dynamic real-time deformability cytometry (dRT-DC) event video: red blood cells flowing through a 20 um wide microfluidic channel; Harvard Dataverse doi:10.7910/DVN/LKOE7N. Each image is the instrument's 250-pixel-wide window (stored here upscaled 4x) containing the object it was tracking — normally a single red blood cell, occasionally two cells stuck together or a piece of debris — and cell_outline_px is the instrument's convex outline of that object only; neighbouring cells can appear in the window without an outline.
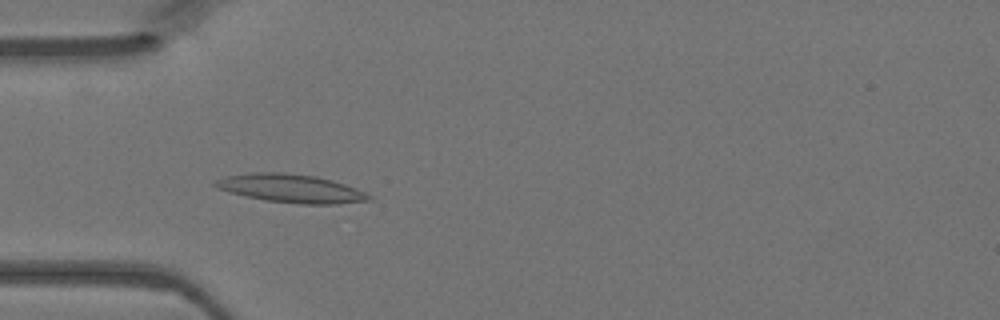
{"species": "Egyptian fruit bat (a non-hibernating species)", "species_latin": "Rousettus aegyptiacus", "temperature_condition": "warm", "stored_images_in_passage": 47, "camera_frame_rate_fps": 3000, "um_per_image_px": 0.085, "animal": {"sex": "female"}, "frame": {"image": 1, "passage_image": 14, "time_ms": 4.333, "image_size_px": [1000, 320], "cell_outline_px": [[372, 200], [336, 204], [300, 204], [264, 200], [216, 188], [212, 184], [216, 180], [224, 176], [252, 172], [284, 172], [316, 176], [332, 180], [356, 188], [372, 196]], "centroid_in_image_um": [24.73, 16.01], "position_along_channel_um": 60.3, "area_um2": 25.37}}
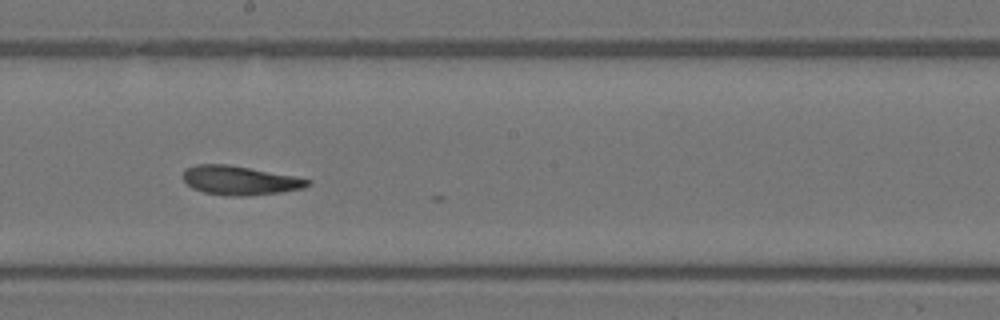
{"frame": {"image": 2, "passage_image": 26, "time_ms": 8.333, "image_size_px": [1000, 320], "cell_outline_px": [[312, 184], [304, 188], [280, 192], [248, 196], [228, 196], [204, 192], [192, 188], [180, 176], [184, 168], [196, 164], [228, 164], [292, 176], [312, 180]], "centroid_in_image_um": [20.34, 15.33], "position_along_channel_um": 227.9, "area_um2": 21.15}}
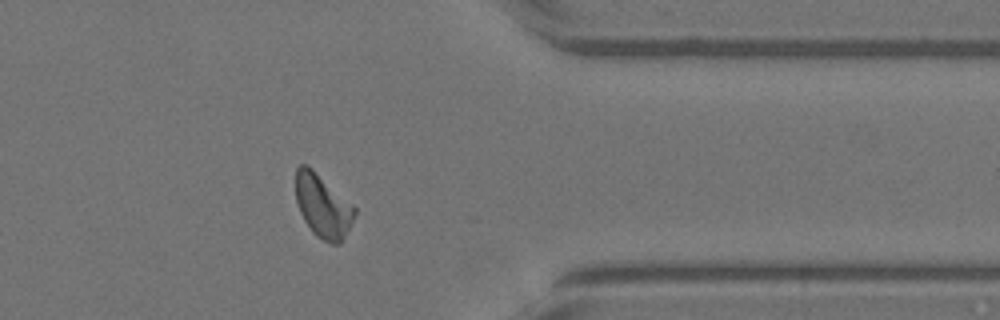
{"frame": {"image": 3, "passage_image": 38, "time_ms": 12.333, "image_size_px": [1000, 320], "cell_outline_px": [[356, 212], [340, 244], [332, 244], [316, 236], [312, 232], [304, 220], [300, 212], [296, 200], [296, 168], [300, 164], [308, 164], [352, 204], [356, 208]], "centroid_in_image_um": [27.41, 17.49], "position_along_channel_um": 384.0, "area_um2": 21.5}}